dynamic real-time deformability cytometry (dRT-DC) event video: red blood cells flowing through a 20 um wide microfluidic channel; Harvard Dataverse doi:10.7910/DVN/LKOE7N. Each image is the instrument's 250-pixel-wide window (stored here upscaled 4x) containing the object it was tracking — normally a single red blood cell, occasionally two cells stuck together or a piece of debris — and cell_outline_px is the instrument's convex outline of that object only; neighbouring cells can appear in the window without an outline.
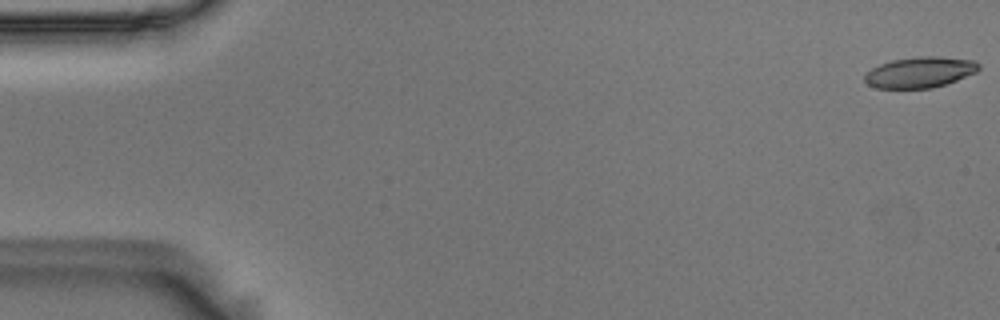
{"species": "Egyptian fruit bat (a non-hibernating species)", "species_latin": "Rousettus aegyptiacus", "temperature_condition": "room temperature", "stored_images_in_passage": 55, "camera_frame_rate_fps": 3000, "um_per_image_px": 0.085, "animal": {"sex": "male"}, "frame": {"image": 1, "passage_image": 1, "time_ms": 0.0, "image_size_px": [1000, 320], "cell_outline_px": [[980, 68], [976, 72], [956, 80], [932, 88], [876, 88], [868, 84], [864, 80], [864, 72], [880, 64], [892, 60], [916, 56], [940, 56], [976, 60], [980, 64]], "centroid_in_image_um": [78.19, 6.13], "position_along_channel_um": 6.8, "area_um2": 20.63}}
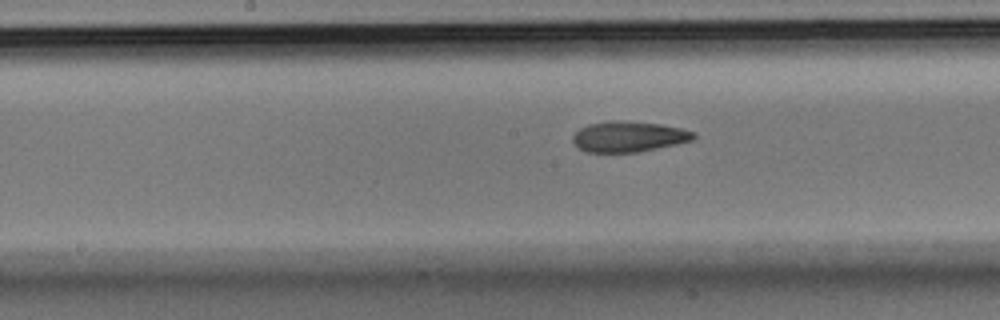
{"frame": {"image": 2, "passage_image": 28, "time_ms": 9.0, "image_size_px": [1000, 320], "cell_outline_px": [[696, 136], [692, 140], [676, 144], [640, 152], [584, 152], [572, 140], [572, 136], [580, 128], [588, 124], [608, 120], [616, 120], [660, 124], [680, 128], [696, 132]], "centroid_in_image_um": [53.43, 11.61], "position_along_channel_um": 194.8, "area_um2": 21.56}}
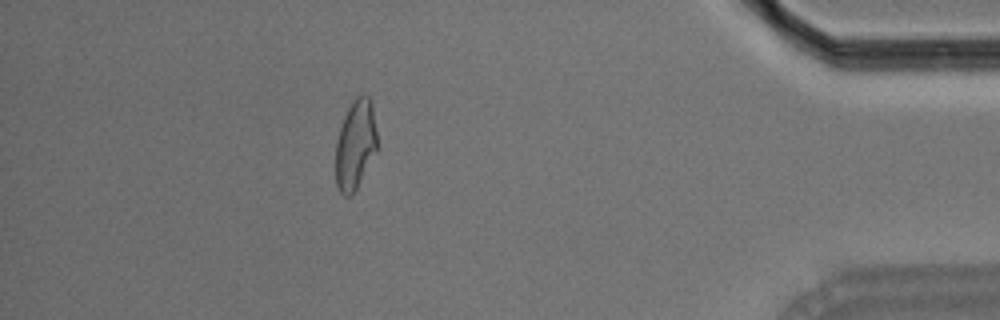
{"frame": {"image": 3, "passage_image": 49, "time_ms": 16.0, "image_size_px": [1000, 320], "cell_outline_px": [[376, 152], [352, 196], [344, 196], [340, 192], [336, 184], [336, 140], [344, 116], [352, 100], [360, 92], [364, 92], [368, 96], [372, 104], [376, 132]], "centroid_in_image_um": [30.2, 12.27], "position_along_channel_um": 405.0, "area_um2": 21.68}, "authors_computed_cell_mechanics": {"area_um2": 21.7906, "velocity_mm_per_s": 3.6697, "shape_relaxation_time_tau1_ms": 9.5636, "shape_relaxation_time_tau2_ms": 2.4347, "deformation_change_tau1": 0.2222, "deformation_change_tau2": 0.0988}}